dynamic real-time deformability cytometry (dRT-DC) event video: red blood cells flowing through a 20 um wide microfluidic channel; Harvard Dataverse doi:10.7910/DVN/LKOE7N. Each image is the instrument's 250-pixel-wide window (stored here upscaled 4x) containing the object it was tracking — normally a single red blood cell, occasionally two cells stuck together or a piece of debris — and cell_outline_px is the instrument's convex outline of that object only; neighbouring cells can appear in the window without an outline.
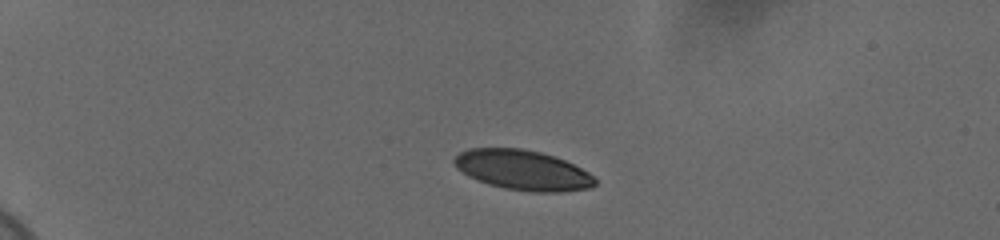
{"species": "human", "species_latin": "Homo sapiens", "temperature_condition": "cold", "stored_images_in_passage": 44, "camera_frame_rate_fps": 3000, "um_per_image_px": 0.085, "donor": {"sex": "female"}, "frame": {"image": 1, "passage_image": 1, "time_ms": 0.0, "image_size_px": [1000, 240], "cell_outline_px": [[596, 184], [592, 188], [560, 192], [532, 192], [504, 188], [488, 184], [468, 176], [456, 168], [452, 160], [460, 152], [468, 148], [520, 148], [540, 152], [564, 160], [588, 172], [596, 180]], "centroid_in_image_um": [44.41, 14.46], "position_along_channel_um": 40.6, "area_um2": 32.77}}
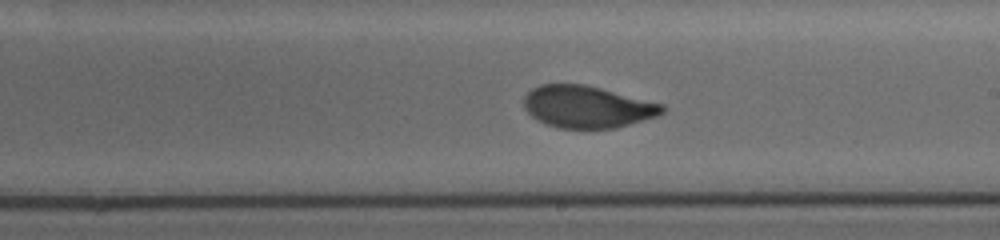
{"frame": {"image": 2, "passage_image": 23, "time_ms": 7.333, "image_size_px": [1000, 240], "cell_outline_px": [[668, 108], [664, 112], [656, 116], [616, 128], [556, 128], [536, 120], [524, 108], [524, 96], [532, 88], [540, 84], [584, 84], [664, 104]], "centroid_in_image_um": [49.9, 9.08], "position_along_channel_um": 239.1, "area_um2": 33.93}}
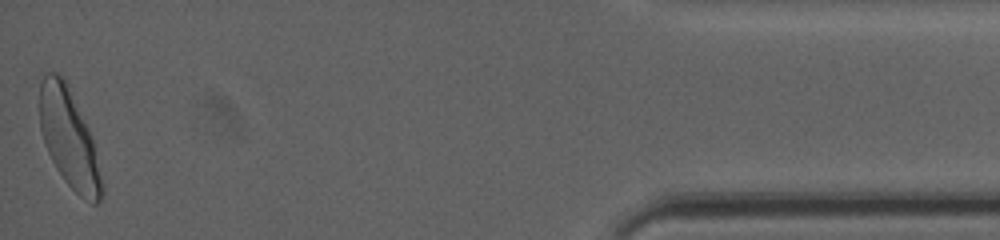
{"frame": {"image": 3, "passage_image": 44, "time_ms": 14.333, "image_size_px": [1000, 240], "cell_outline_px": [[104, 192], [100, 200], [96, 204], [92, 204], [84, 200], [64, 180], [56, 168], [48, 152], [40, 128], [40, 84], [44, 76], [48, 72], [56, 72], [68, 84], [88, 128], [92, 140], [104, 184]], "centroid_in_image_um": [5.88, 11.81], "position_along_channel_um": 429.3, "area_um2": 35.32}, "authors_computed_cell_mechanics": {"area_um2": 34.391, "velocity_mm_per_s": 3.6629, "shape_relaxation_time_tau1_ms": 4.2111, "shape_relaxation_time_tau2_ms": 0.9385, "deformation_change_tau1": 0.1628, "deformation_change_tau2": 0.0442}}